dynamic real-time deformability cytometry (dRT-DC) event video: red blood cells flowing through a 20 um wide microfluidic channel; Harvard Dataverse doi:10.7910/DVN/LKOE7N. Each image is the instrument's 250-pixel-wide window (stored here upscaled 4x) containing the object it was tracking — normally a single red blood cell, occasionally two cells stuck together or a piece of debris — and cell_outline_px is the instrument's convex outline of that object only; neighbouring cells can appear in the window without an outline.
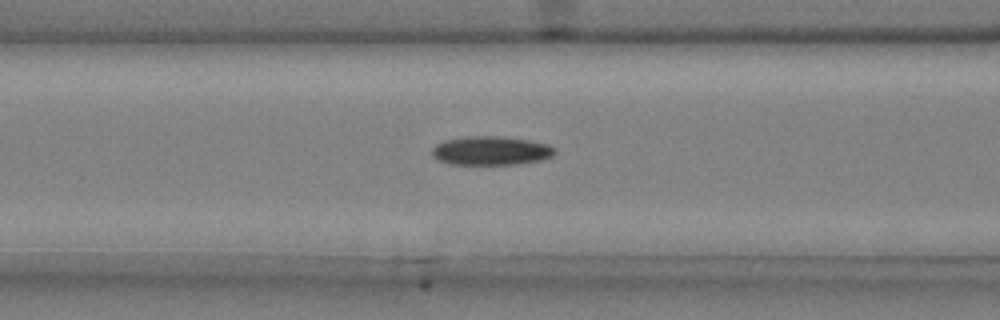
{"species": "common noctule bat (a hibernating species)", "species_latin": "Nyctalus noctula", "temperature_condition": "cold", "stored_images_in_passage": 42, "camera_frame_rate_fps": 3000, "um_per_image_px": 0.085, "animal": {"sex": "male", "body_mass_g": 20.4}, "frame": {"image": 1, "passage_image": 19, "time_ms": 6.0, "image_size_px": [1000, 320], "cell_outline_px": [[556, 152], [552, 156], [540, 160], [516, 164], [452, 164], [436, 160], [432, 156], [432, 148], [436, 144], [444, 140], [468, 136], [496, 136], [528, 140], [548, 144], [556, 148]], "centroid_in_image_um": [41.71, 12.81], "position_along_channel_um": 124.9, "area_um2": 20.63}}
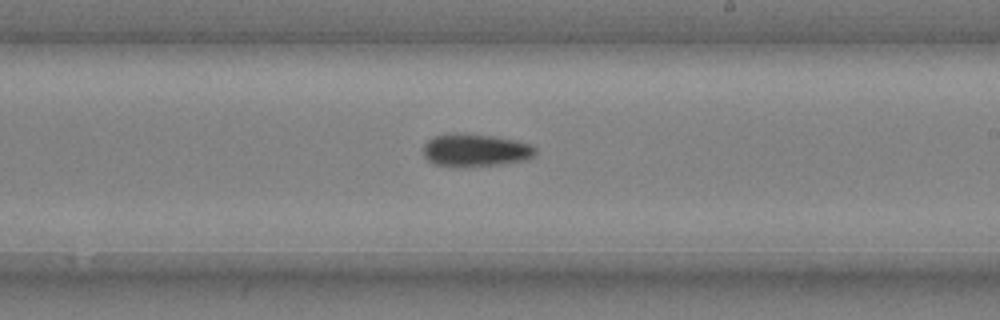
{"frame": {"image": 2, "passage_image": 29, "time_ms": 9.333, "image_size_px": [1000, 320], "cell_outline_px": [[536, 152], [528, 160], [500, 164], [468, 168], [456, 168], [432, 164], [424, 156], [424, 144], [432, 136], [452, 132], [456, 132], [492, 136], [512, 140], [528, 144], [536, 148]], "centroid_in_image_um": [40.34, 12.79], "position_along_channel_um": 248.7, "area_um2": 21.85}}
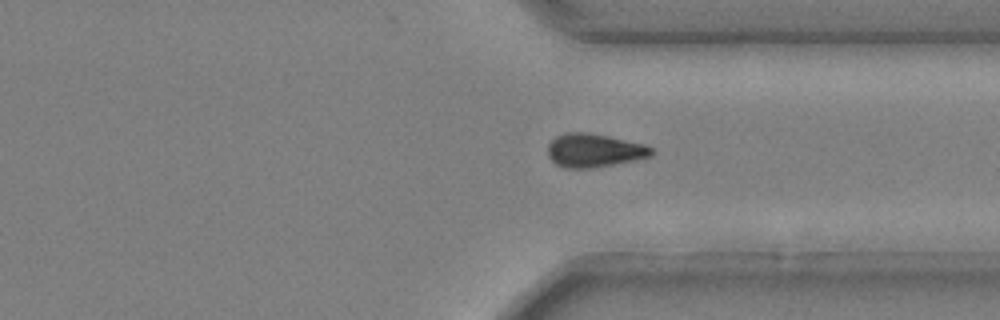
{"frame": {"image": 3, "passage_image": 38, "time_ms": 12.333, "image_size_px": [1000, 320], "cell_outline_px": [[652, 156], [636, 160], [596, 168], [564, 168], [556, 164], [548, 156], [548, 144], [556, 136], [568, 132], [588, 132], [648, 144], [652, 148]], "centroid_in_image_um": [50.53, 12.79], "position_along_channel_um": 360.9, "area_um2": 20.52}}